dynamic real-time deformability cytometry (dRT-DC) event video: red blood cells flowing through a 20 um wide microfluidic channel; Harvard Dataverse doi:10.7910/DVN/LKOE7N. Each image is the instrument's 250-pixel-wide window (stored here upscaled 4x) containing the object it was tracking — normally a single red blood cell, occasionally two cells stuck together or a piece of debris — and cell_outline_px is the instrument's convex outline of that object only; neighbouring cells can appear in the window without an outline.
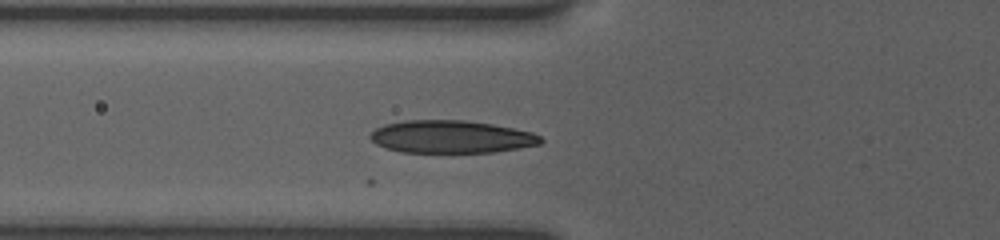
{"species": "human", "species_latin": "Homo sapiens", "temperature_condition": "room temperature", "stored_images_in_passage": 5, "camera_frame_rate_fps": 3000, "um_per_image_px": 0.085, "donor": {"sex": "female"}, "frame": {"image": 1, "passage_image": 3, "time_ms": 1.333, "image_size_px": [1000, 240], "cell_outline_px": [[544, 140], [540, 144], [496, 152], [400, 152], [376, 144], [368, 136], [376, 128], [384, 124], [404, 120], [464, 120], [492, 124], [532, 132], [540, 136]], "centroid_in_image_um": [38.34, 11.62], "position_along_channel_um": 87.5, "area_um2": 32.37}}
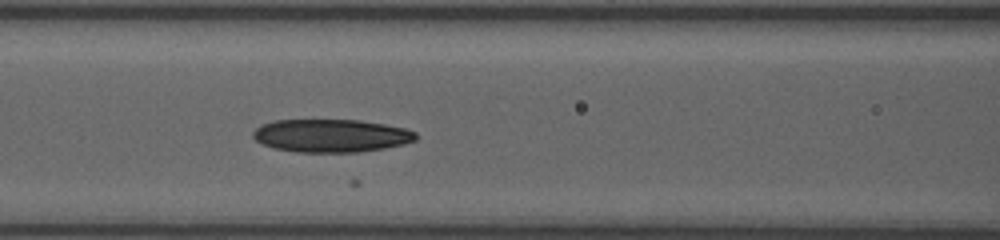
{"frame": {"image": 2, "passage_image": 5, "time_ms": 2.667, "image_size_px": [1000, 240], "cell_outline_px": [[416, 140], [404, 144], [384, 148], [360, 152], [296, 152], [276, 148], [264, 144], [256, 140], [252, 136], [252, 132], [260, 124], [272, 120], [360, 120], [384, 124], [404, 128], [416, 132]], "centroid_in_image_um": [28.13, 11.52], "position_along_channel_um": 138.5, "area_um2": 31.33}}